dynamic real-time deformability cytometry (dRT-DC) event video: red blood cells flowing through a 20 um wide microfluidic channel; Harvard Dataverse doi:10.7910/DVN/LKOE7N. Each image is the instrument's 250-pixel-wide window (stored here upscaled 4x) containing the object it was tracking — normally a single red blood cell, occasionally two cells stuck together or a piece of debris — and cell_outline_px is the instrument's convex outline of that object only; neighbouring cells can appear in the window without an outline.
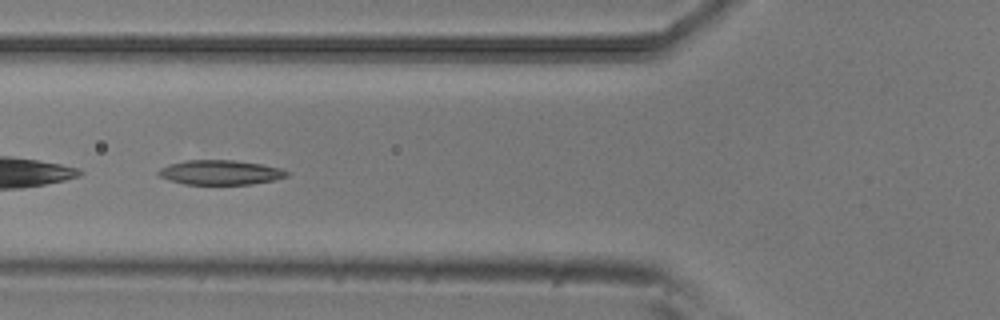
{"species": "common noctule bat (a hibernating species)", "species_latin": "Nyctalus noctula", "temperature_condition": "room temperature", "stored_images_in_passage": 35, "camera_frame_rate_fps": 3000, "um_per_image_px": 0.085, "animal": {"sex": "male", "body_mass_g": 20.5, "forearm_length_mm": 52.5}, "frame": {"image": 1, "passage_image": 4, "time_ms": 1.0, "image_size_px": [1000, 320], "cell_outline_px": [[288, 176], [272, 180], [252, 184], [184, 184], [168, 180], [160, 176], [156, 172], [160, 168], [168, 164], [188, 160], [232, 160], [260, 164], [280, 168], [288, 172]], "centroid_in_image_um": [18.68, 14.65], "position_along_channel_um": 107.1, "area_um2": 18.26}}
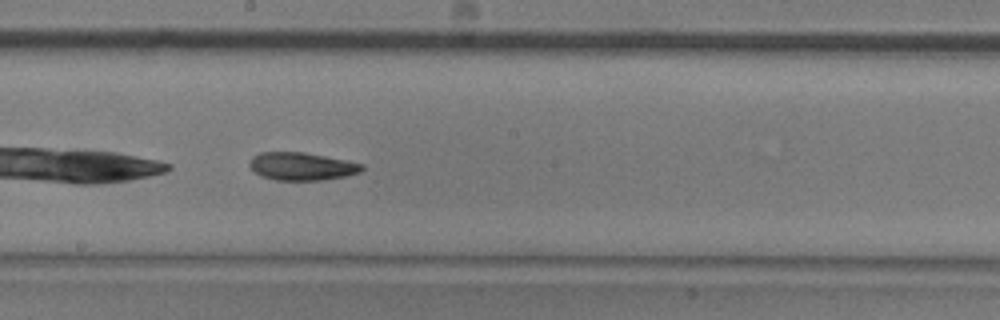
{"frame": {"image": 2, "passage_image": 13, "time_ms": 4.0, "image_size_px": [1000, 320], "cell_outline_px": [[364, 168], [360, 172], [344, 176], [324, 180], [276, 180], [260, 176], [248, 164], [252, 156], [260, 152], [304, 152], [364, 164]], "centroid_in_image_um": [25.63, 14.14], "position_along_channel_um": 222.6, "area_um2": 18.15}}
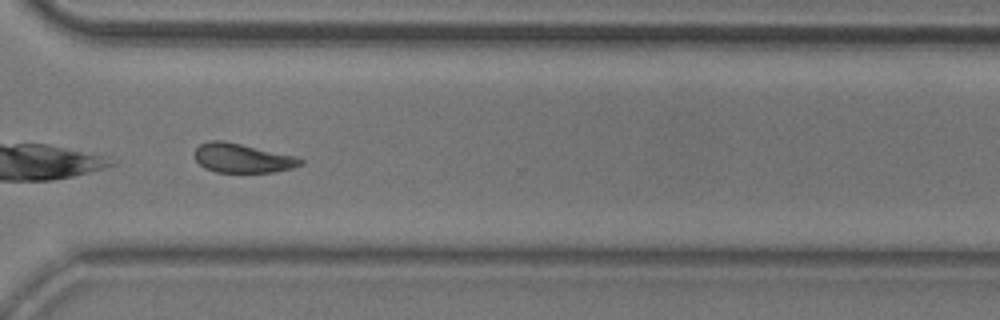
{"frame": {"image": 3, "passage_image": 23, "time_ms": 7.333, "image_size_px": [1000, 320], "cell_outline_px": [[304, 164], [292, 168], [272, 172], [216, 172], [204, 168], [196, 160], [192, 152], [200, 144], [208, 140], [224, 140], [296, 156], [304, 160]], "centroid_in_image_um": [20.58, 13.43], "position_along_channel_um": 350.0, "area_um2": 18.21}, "authors_computed_cell_mechanics": {"area_um2": 18.3226, "velocity_mm_per_s": 3.8337, "shape_relaxation_time_tau1_ms": 8.814, "shape_relaxation_time_tau2_ms": 5.0463, "deformation_change_tau1": 0.1825, "deformation_change_tau2": 0.1307}}